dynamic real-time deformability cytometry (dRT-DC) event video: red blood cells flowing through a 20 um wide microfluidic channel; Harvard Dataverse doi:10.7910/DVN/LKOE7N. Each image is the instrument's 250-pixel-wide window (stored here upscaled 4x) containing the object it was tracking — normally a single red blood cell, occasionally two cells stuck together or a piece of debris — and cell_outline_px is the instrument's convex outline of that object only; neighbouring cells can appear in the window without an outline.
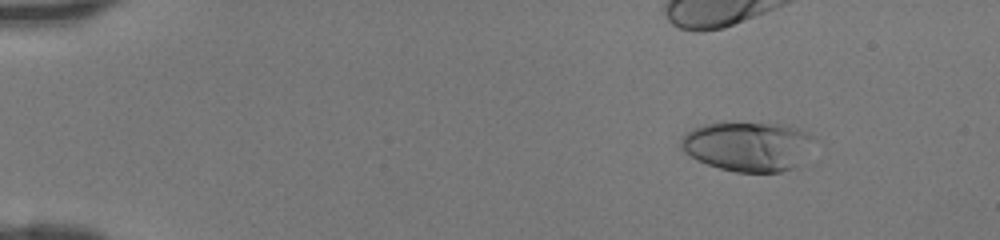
{"species": "human", "species_latin": "Homo sapiens", "temperature_condition": "room temperature", "stored_images_in_passage": 40, "camera_frame_rate_fps": 3000, "um_per_image_px": 0.085, "donor": {"sex": "female"}, "frame": {"image": 1, "passage_image": 7, "time_ms": 2.0, "image_size_px": [1000, 240], "cell_outline_px": [[812, 136], [796, 164], [792, 168], [780, 172], [736, 172], [720, 168], [696, 160], [684, 152], [680, 148], [680, 140], [692, 128], [704, 124], [724, 120], [732, 120], [788, 124], [800, 128], [808, 132]], "centroid_in_image_um": [63.45, 12.37], "position_along_channel_um": 21.6, "area_um2": 38.73}}